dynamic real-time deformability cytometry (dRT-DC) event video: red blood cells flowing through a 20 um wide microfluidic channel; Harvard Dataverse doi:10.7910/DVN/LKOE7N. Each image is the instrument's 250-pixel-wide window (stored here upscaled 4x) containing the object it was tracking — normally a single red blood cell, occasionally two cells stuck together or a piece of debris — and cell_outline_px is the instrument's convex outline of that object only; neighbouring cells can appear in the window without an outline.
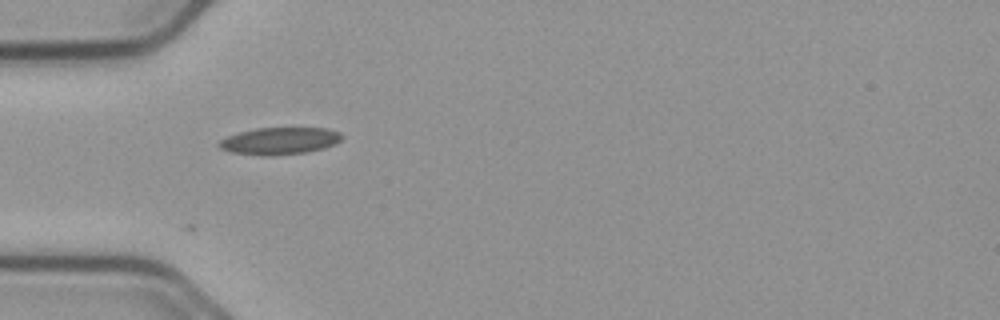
{"species": "common noctule bat (a hibernating species)", "species_latin": "Nyctalus noctula", "temperature_condition": "cold", "stored_images_in_passage": 23, "camera_frame_rate_fps": 3000, "um_per_image_px": 0.085, "animal": {"sex": "male", "body_mass_g": 23.1, "forearm_length_mm": 52.7}, "frame": {"image": 1, "passage_image": 1, "time_ms": 0.0, "image_size_px": [1000, 320], "cell_outline_px": [[344, 136], [336, 144], [324, 148], [304, 152], [264, 156], [232, 152], [220, 148], [216, 144], [220, 140], [228, 136], [240, 132], [256, 128], [328, 128], [340, 132]], "centroid_in_image_um": [23.79, 11.97], "position_along_channel_um": 61.2, "area_um2": 19.31}}
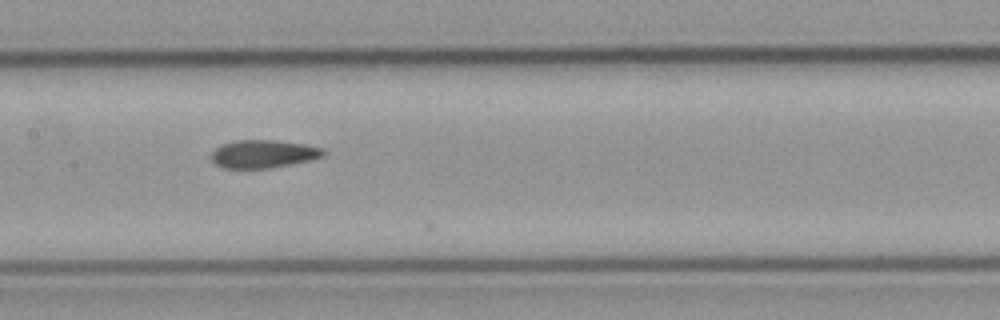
{"frame": {"image": 2, "passage_image": 11, "time_ms": 3.333, "image_size_px": [1000, 320], "cell_outline_px": [[324, 156], [308, 160], [268, 168], [224, 168], [216, 164], [212, 160], [212, 152], [216, 148], [224, 144], [236, 140], [276, 140], [304, 144], [324, 148]], "centroid_in_image_um": [22.38, 13.07], "position_along_channel_um": 185.0, "area_um2": 17.98}}
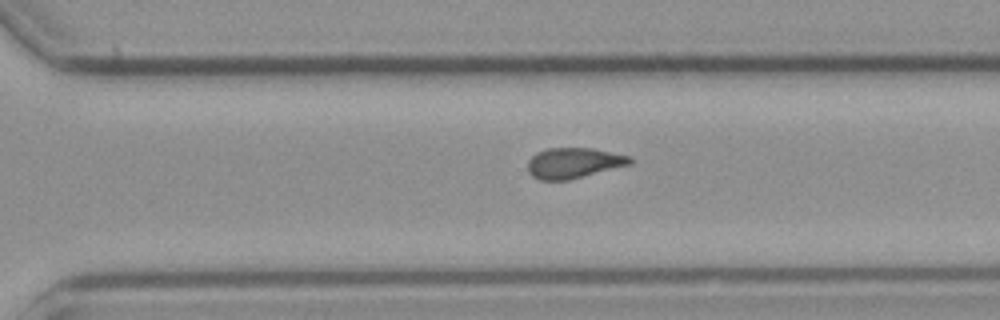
{"frame": {"image": 3, "passage_image": 22, "time_ms": 7.0, "image_size_px": [1000, 320], "cell_outline_px": [[632, 164], [568, 180], [540, 180], [532, 176], [528, 172], [528, 160], [536, 152], [548, 148], [592, 148], [632, 156]], "centroid_in_image_um": [48.77, 13.85], "position_along_channel_um": 321.8, "area_um2": 18.26}}